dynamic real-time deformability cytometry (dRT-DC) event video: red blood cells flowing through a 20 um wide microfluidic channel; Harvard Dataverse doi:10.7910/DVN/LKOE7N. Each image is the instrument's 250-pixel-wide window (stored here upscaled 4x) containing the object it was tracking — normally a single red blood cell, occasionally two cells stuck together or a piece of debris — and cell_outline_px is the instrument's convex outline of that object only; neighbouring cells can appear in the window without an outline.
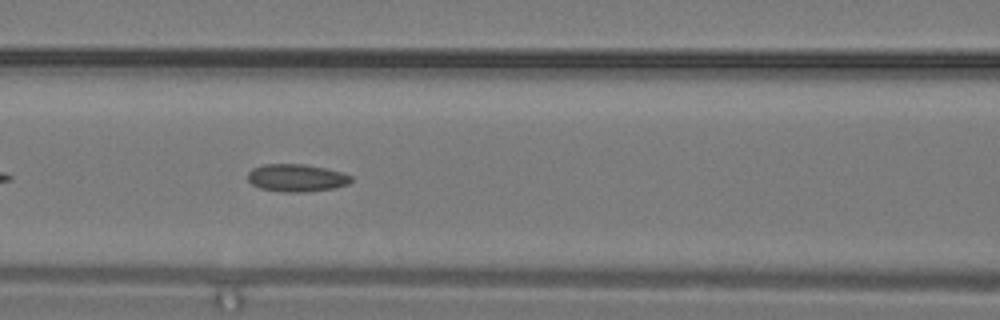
{"species": "common noctule bat (a hibernating species)", "species_latin": "Nyctalus noctula", "temperature_condition": "warm", "stored_images_in_passage": 7, "camera_frame_rate_fps": 3000, "um_per_image_px": 0.085, "animal": {"sex": "male", "body_mass_g": 19.2, "forearm_length_mm": 51.8}, "frame": {"image": 1, "passage_image": 4, "time_ms": 1.0, "image_size_px": [1000, 320], "cell_outline_px": [[352, 180], [348, 184], [336, 188], [304, 192], [284, 192], [260, 188], [252, 184], [248, 180], [248, 172], [252, 168], [264, 164], [304, 164], [324, 168], [340, 172], [352, 176]], "centroid_in_image_um": [25.2, 15.12], "position_along_channel_um": 141.4, "area_um2": 16.59}}
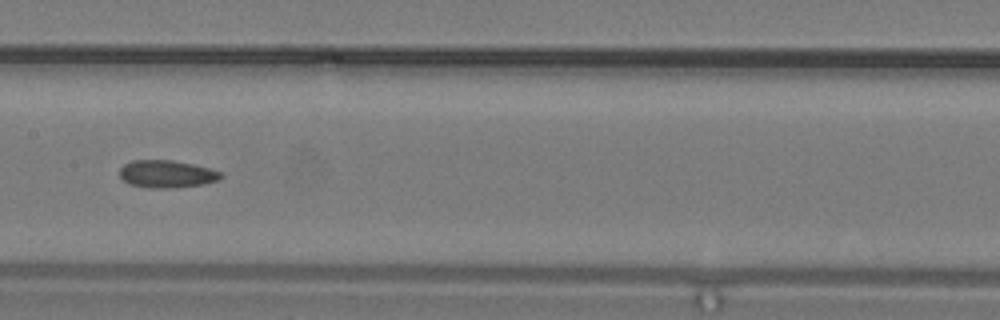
{"frame": {"image": 2, "passage_image": 6, "time_ms": 1.667, "image_size_px": [1000, 320], "cell_outline_px": [[224, 176], [220, 180], [204, 184], [168, 188], [148, 188], [128, 184], [120, 176], [120, 168], [124, 164], [132, 160], [172, 160], [192, 164], [208, 168], [220, 172]], "centroid_in_image_um": [14.17, 14.79], "position_along_channel_um": 193.2, "area_um2": 16.24}}